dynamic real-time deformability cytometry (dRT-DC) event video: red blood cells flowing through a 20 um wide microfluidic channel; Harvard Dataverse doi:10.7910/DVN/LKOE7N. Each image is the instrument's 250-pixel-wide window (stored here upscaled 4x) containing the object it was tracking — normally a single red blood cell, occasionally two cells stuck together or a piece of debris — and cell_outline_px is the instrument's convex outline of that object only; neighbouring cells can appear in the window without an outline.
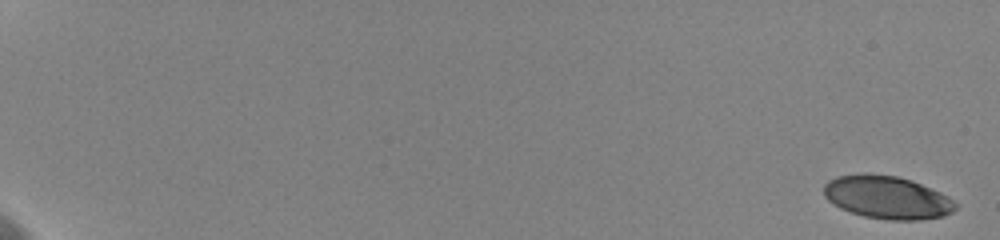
{"species": "human", "species_latin": "Homo sapiens", "temperature_condition": "cold", "stored_images_in_passage": 11, "camera_frame_rate_fps": 3000, "um_per_image_px": 0.085, "donor": {"sex": "female"}, "frame": {"image": 1, "passage_image": 1, "time_ms": 0.0, "image_size_px": [1000, 240], "cell_outline_px": [[956, 208], [952, 212], [944, 216], [920, 220], [888, 220], [864, 216], [840, 208], [828, 200], [824, 196], [824, 184], [828, 180], [836, 176], [864, 172], [896, 176], [912, 180], [940, 192], [948, 196], [956, 204]], "centroid_in_image_um": [75.39, 16.76], "position_along_channel_um": 9.6, "area_um2": 33.12}}
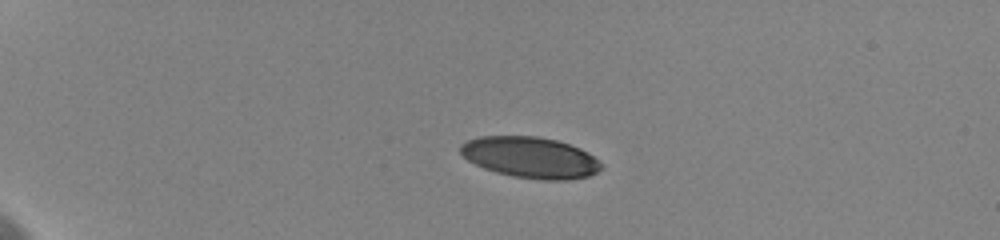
{"frame": {"image": 2, "passage_image": 7, "time_ms": 5.0, "image_size_px": [1000, 240], "cell_outline_px": [[604, 168], [588, 176], [568, 180], [540, 180], [512, 176], [496, 172], [484, 168], [468, 160], [460, 152], [460, 144], [468, 140], [480, 136], [540, 136], [556, 140], [580, 148], [588, 152], [604, 164]], "centroid_in_image_um": [45.11, 13.38], "position_along_channel_um": 39.9, "area_um2": 33.87}}
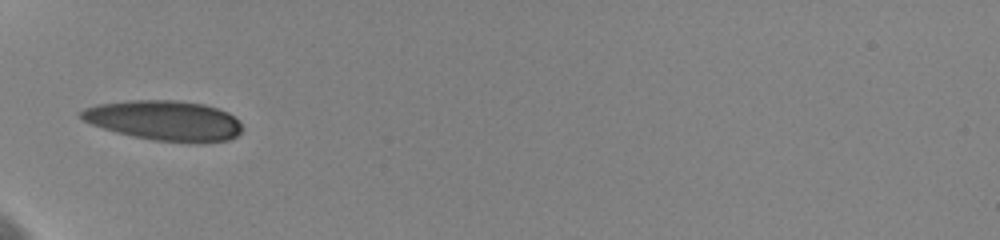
{"frame": {"image": 3, "passage_image": 10, "time_ms": 7.667, "image_size_px": [1000, 240], "cell_outline_px": [[244, 128], [236, 136], [228, 140], [204, 144], [188, 144], [152, 140], [132, 136], [116, 132], [92, 124], [84, 120], [80, 116], [80, 112], [84, 108], [100, 104], [136, 100], [176, 100], [204, 104], [228, 112]], "centroid_in_image_um": [14.03, 10.27], "position_along_channel_um": 71.0, "area_um2": 37.8}}